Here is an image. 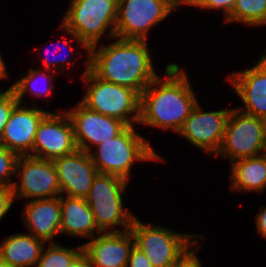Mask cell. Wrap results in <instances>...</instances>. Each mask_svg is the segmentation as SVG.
<instances>
[{
    "instance_id": "obj_5",
    "label": "cell",
    "mask_w": 266,
    "mask_h": 267,
    "mask_svg": "<svg viewBox=\"0 0 266 267\" xmlns=\"http://www.w3.org/2000/svg\"><path fill=\"white\" fill-rule=\"evenodd\" d=\"M95 147L89 154L98 173L116 175L126 181L134 162L163 160L147 139L135 131L134 125L126 126L116 137Z\"/></svg>"
},
{
    "instance_id": "obj_1",
    "label": "cell",
    "mask_w": 266,
    "mask_h": 267,
    "mask_svg": "<svg viewBox=\"0 0 266 267\" xmlns=\"http://www.w3.org/2000/svg\"><path fill=\"white\" fill-rule=\"evenodd\" d=\"M165 73L162 78L158 75L141 94L138 124L177 134L198 100L188 74L178 64L166 65Z\"/></svg>"
},
{
    "instance_id": "obj_6",
    "label": "cell",
    "mask_w": 266,
    "mask_h": 267,
    "mask_svg": "<svg viewBox=\"0 0 266 267\" xmlns=\"http://www.w3.org/2000/svg\"><path fill=\"white\" fill-rule=\"evenodd\" d=\"M85 68L81 77L88 86L80 102L93 111L120 120L126 126L139 123L141 96L130 88L97 77L89 69V54Z\"/></svg>"
},
{
    "instance_id": "obj_25",
    "label": "cell",
    "mask_w": 266,
    "mask_h": 267,
    "mask_svg": "<svg viewBox=\"0 0 266 267\" xmlns=\"http://www.w3.org/2000/svg\"><path fill=\"white\" fill-rule=\"evenodd\" d=\"M19 155L0 144V185L12 187Z\"/></svg>"
},
{
    "instance_id": "obj_13",
    "label": "cell",
    "mask_w": 266,
    "mask_h": 267,
    "mask_svg": "<svg viewBox=\"0 0 266 267\" xmlns=\"http://www.w3.org/2000/svg\"><path fill=\"white\" fill-rule=\"evenodd\" d=\"M66 113L71 120L78 149L88 153L91 147L116 137L126 127L120 120L93 111L81 102Z\"/></svg>"
},
{
    "instance_id": "obj_2",
    "label": "cell",
    "mask_w": 266,
    "mask_h": 267,
    "mask_svg": "<svg viewBox=\"0 0 266 267\" xmlns=\"http://www.w3.org/2000/svg\"><path fill=\"white\" fill-rule=\"evenodd\" d=\"M147 41L117 38L108 45H95L89 49V69L100 79L130 88L141 96L158 76Z\"/></svg>"
},
{
    "instance_id": "obj_11",
    "label": "cell",
    "mask_w": 266,
    "mask_h": 267,
    "mask_svg": "<svg viewBox=\"0 0 266 267\" xmlns=\"http://www.w3.org/2000/svg\"><path fill=\"white\" fill-rule=\"evenodd\" d=\"M49 112L40 122L30 156L54 160L78 149L73 126L65 111Z\"/></svg>"
},
{
    "instance_id": "obj_32",
    "label": "cell",
    "mask_w": 266,
    "mask_h": 267,
    "mask_svg": "<svg viewBox=\"0 0 266 267\" xmlns=\"http://www.w3.org/2000/svg\"><path fill=\"white\" fill-rule=\"evenodd\" d=\"M256 229L257 233L260 234L261 237L266 239V207H260V211H258L256 217Z\"/></svg>"
},
{
    "instance_id": "obj_19",
    "label": "cell",
    "mask_w": 266,
    "mask_h": 267,
    "mask_svg": "<svg viewBox=\"0 0 266 267\" xmlns=\"http://www.w3.org/2000/svg\"><path fill=\"white\" fill-rule=\"evenodd\" d=\"M60 205L61 234L68 233V235L75 237L79 236L91 239L101 232L97 227L94 215L85 198L69 197L61 194Z\"/></svg>"
},
{
    "instance_id": "obj_31",
    "label": "cell",
    "mask_w": 266,
    "mask_h": 267,
    "mask_svg": "<svg viewBox=\"0 0 266 267\" xmlns=\"http://www.w3.org/2000/svg\"><path fill=\"white\" fill-rule=\"evenodd\" d=\"M201 244L189 253L176 267H202L199 258L196 256Z\"/></svg>"
},
{
    "instance_id": "obj_10",
    "label": "cell",
    "mask_w": 266,
    "mask_h": 267,
    "mask_svg": "<svg viewBox=\"0 0 266 267\" xmlns=\"http://www.w3.org/2000/svg\"><path fill=\"white\" fill-rule=\"evenodd\" d=\"M15 175L20 182L14 181L12 189L15 199H49L61 195L57 170L52 160L19 155Z\"/></svg>"
},
{
    "instance_id": "obj_15",
    "label": "cell",
    "mask_w": 266,
    "mask_h": 267,
    "mask_svg": "<svg viewBox=\"0 0 266 267\" xmlns=\"http://www.w3.org/2000/svg\"><path fill=\"white\" fill-rule=\"evenodd\" d=\"M61 194L86 198L98 171L90 154L81 149L53 160Z\"/></svg>"
},
{
    "instance_id": "obj_8",
    "label": "cell",
    "mask_w": 266,
    "mask_h": 267,
    "mask_svg": "<svg viewBox=\"0 0 266 267\" xmlns=\"http://www.w3.org/2000/svg\"><path fill=\"white\" fill-rule=\"evenodd\" d=\"M266 153V120L232 109L221 147L215 156L229 157L231 163Z\"/></svg>"
},
{
    "instance_id": "obj_26",
    "label": "cell",
    "mask_w": 266,
    "mask_h": 267,
    "mask_svg": "<svg viewBox=\"0 0 266 267\" xmlns=\"http://www.w3.org/2000/svg\"><path fill=\"white\" fill-rule=\"evenodd\" d=\"M12 88L13 86H10L0 95V138L4 130V126L9 120L11 112L19 103Z\"/></svg>"
},
{
    "instance_id": "obj_36",
    "label": "cell",
    "mask_w": 266,
    "mask_h": 267,
    "mask_svg": "<svg viewBox=\"0 0 266 267\" xmlns=\"http://www.w3.org/2000/svg\"><path fill=\"white\" fill-rule=\"evenodd\" d=\"M257 63L266 70V50L265 53L261 55V58H259Z\"/></svg>"
},
{
    "instance_id": "obj_21",
    "label": "cell",
    "mask_w": 266,
    "mask_h": 267,
    "mask_svg": "<svg viewBox=\"0 0 266 267\" xmlns=\"http://www.w3.org/2000/svg\"><path fill=\"white\" fill-rule=\"evenodd\" d=\"M231 185L234 192H264L266 189V153L233 161Z\"/></svg>"
},
{
    "instance_id": "obj_37",
    "label": "cell",
    "mask_w": 266,
    "mask_h": 267,
    "mask_svg": "<svg viewBox=\"0 0 266 267\" xmlns=\"http://www.w3.org/2000/svg\"><path fill=\"white\" fill-rule=\"evenodd\" d=\"M0 267H10L4 261L0 259Z\"/></svg>"
},
{
    "instance_id": "obj_23",
    "label": "cell",
    "mask_w": 266,
    "mask_h": 267,
    "mask_svg": "<svg viewBox=\"0 0 266 267\" xmlns=\"http://www.w3.org/2000/svg\"><path fill=\"white\" fill-rule=\"evenodd\" d=\"M224 22H240L254 27L266 25V0H236Z\"/></svg>"
},
{
    "instance_id": "obj_20",
    "label": "cell",
    "mask_w": 266,
    "mask_h": 267,
    "mask_svg": "<svg viewBox=\"0 0 266 267\" xmlns=\"http://www.w3.org/2000/svg\"><path fill=\"white\" fill-rule=\"evenodd\" d=\"M46 243L30 233L6 237L0 244V259L10 267H36Z\"/></svg>"
},
{
    "instance_id": "obj_22",
    "label": "cell",
    "mask_w": 266,
    "mask_h": 267,
    "mask_svg": "<svg viewBox=\"0 0 266 267\" xmlns=\"http://www.w3.org/2000/svg\"><path fill=\"white\" fill-rule=\"evenodd\" d=\"M52 72H54V70L50 71L49 74V70L46 69L45 72L44 71L42 72L40 68L39 69L30 68L29 72H27L28 73L27 75H25L24 77L20 75V79L17 80L12 85L13 86L12 90L15 93L16 99L19 101V103L20 104L24 103V105L26 104L23 101L25 93H30L29 95L34 97L48 96L54 88L53 75L51 74ZM40 78L44 80V82L48 83L45 84V88H43L44 84L43 85L39 84L40 86L38 85L35 86L36 83L38 82L37 80H41Z\"/></svg>"
},
{
    "instance_id": "obj_24",
    "label": "cell",
    "mask_w": 266,
    "mask_h": 267,
    "mask_svg": "<svg viewBox=\"0 0 266 267\" xmlns=\"http://www.w3.org/2000/svg\"><path fill=\"white\" fill-rule=\"evenodd\" d=\"M44 250L43 248L36 267H69L72 261L82 252V245L75 250L62 247L57 243H49V247L45 252Z\"/></svg>"
},
{
    "instance_id": "obj_18",
    "label": "cell",
    "mask_w": 266,
    "mask_h": 267,
    "mask_svg": "<svg viewBox=\"0 0 266 267\" xmlns=\"http://www.w3.org/2000/svg\"><path fill=\"white\" fill-rule=\"evenodd\" d=\"M22 220L35 238L45 243H55L54 236L60 234V196L25 202Z\"/></svg>"
},
{
    "instance_id": "obj_4",
    "label": "cell",
    "mask_w": 266,
    "mask_h": 267,
    "mask_svg": "<svg viewBox=\"0 0 266 267\" xmlns=\"http://www.w3.org/2000/svg\"><path fill=\"white\" fill-rule=\"evenodd\" d=\"M129 230L135 247L146 255L153 267H176L200 244L199 238L205 239L204 235L181 234L161 225L145 224L136 216Z\"/></svg>"
},
{
    "instance_id": "obj_30",
    "label": "cell",
    "mask_w": 266,
    "mask_h": 267,
    "mask_svg": "<svg viewBox=\"0 0 266 267\" xmlns=\"http://www.w3.org/2000/svg\"><path fill=\"white\" fill-rule=\"evenodd\" d=\"M61 42L64 43L63 46H65V47L72 46V45H68L69 42L66 41V40H64V41L62 40ZM43 63L45 64L46 70H49V71H52L54 68L55 69L58 68V69H61V70L62 69L66 70V67L64 68V66H63L65 63H66L65 65H68L69 67L74 65V63L72 61H69V59H67V57L53 58V60H50V59L46 58L43 61Z\"/></svg>"
},
{
    "instance_id": "obj_17",
    "label": "cell",
    "mask_w": 266,
    "mask_h": 267,
    "mask_svg": "<svg viewBox=\"0 0 266 267\" xmlns=\"http://www.w3.org/2000/svg\"><path fill=\"white\" fill-rule=\"evenodd\" d=\"M227 80L246 107L237 109L266 120V70L256 63L252 68L233 72Z\"/></svg>"
},
{
    "instance_id": "obj_9",
    "label": "cell",
    "mask_w": 266,
    "mask_h": 267,
    "mask_svg": "<svg viewBox=\"0 0 266 267\" xmlns=\"http://www.w3.org/2000/svg\"><path fill=\"white\" fill-rule=\"evenodd\" d=\"M173 10L172 0H118L115 38L147 40L149 29Z\"/></svg>"
},
{
    "instance_id": "obj_3",
    "label": "cell",
    "mask_w": 266,
    "mask_h": 267,
    "mask_svg": "<svg viewBox=\"0 0 266 267\" xmlns=\"http://www.w3.org/2000/svg\"><path fill=\"white\" fill-rule=\"evenodd\" d=\"M59 27L76 39L89 53V49L100 44L108 31L109 39H115L118 0H71Z\"/></svg>"
},
{
    "instance_id": "obj_16",
    "label": "cell",
    "mask_w": 266,
    "mask_h": 267,
    "mask_svg": "<svg viewBox=\"0 0 266 267\" xmlns=\"http://www.w3.org/2000/svg\"><path fill=\"white\" fill-rule=\"evenodd\" d=\"M135 246L130 230L100 232L91 241L82 244L90 267H126Z\"/></svg>"
},
{
    "instance_id": "obj_29",
    "label": "cell",
    "mask_w": 266,
    "mask_h": 267,
    "mask_svg": "<svg viewBox=\"0 0 266 267\" xmlns=\"http://www.w3.org/2000/svg\"><path fill=\"white\" fill-rule=\"evenodd\" d=\"M126 267H153L146 255L137 247L131 250L130 258Z\"/></svg>"
},
{
    "instance_id": "obj_27",
    "label": "cell",
    "mask_w": 266,
    "mask_h": 267,
    "mask_svg": "<svg viewBox=\"0 0 266 267\" xmlns=\"http://www.w3.org/2000/svg\"><path fill=\"white\" fill-rule=\"evenodd\" d=\"M235 2L236 0H203L197 7L208 10H222L226 19L231 14Z\"/></svg>"
},
{
    "instance_id": "obj_28",
    "label": "cell",
    "mask_w": 266,
    "mask_h": 267,
    "mask_svg": "<svg viewBox=\"0 0 266 267\" xmlns=\"http://www.w3.org/2000/svg\"><path fill=\"white\" fill-rule=\"evenodd\" d=\"M15 201L12 187L0 185V220L10 210Z\"/></svg>"
},
{
    "instance_id": "obj_7",
    "label": "cell",
    "mask_w": 266,
    "mask_h": 267,
    "mask_svg": "<svg viewBox=\"0 0 266 267\" xmlns=\"http://www.w3.org/2000/svg\"><path fill=\"white\" fill-rule=\"evenodd\" d=\"M127 182L119 176L109 174L98 173L94 178L85 199L101 232L106 230L120 232L130 229L135 216L123 207L122 197ZM118 225H121L123 229H114L113 226L117 227Z\"/></svg>"
},
{
    "instance_id": "obj_34",
    "label": "cell",
    "mask_w": 266,
    "mask_h": 267,
    "mask_svg": "<svg viewBox=\"0 0 266 267\" xmlns=\"http://www.w3.org/2000/svg\"><path fill=\"white\" fill-rule=\"evenodd\" d=\"M202 1L203 0H172L175 9L182 4L197 7Z\"/></svg>"
},
{
    "instance_id": "obj_12",
    "label": "cell",
    "mask_w": 266,
    "mask_h": 267,
    "mask_svg": "<svg viewBox=\"0 0 266 267\" xmlns=\"http://www.w3.org/2000/svg\"><path fill=\"white\" fill-rule=\"evenodd\" d=\"M230 112L231 109L205 112L198 102L177 134L196 148L216 155L223 141Z\"/></svg>"
},
{
    "instance_id": "obj_33",
    "label": "cell",
    "mask_w": 266,
    "mask_h": 267,
    "mask_svg": "<svg viewBox=\"0 0 266 267\" xmlns=\"http://www.w3.org/2000/svg\"><path fill=\"white\" fill-rule=\"evenodd\" d=\"M69 267H90L87 256L81 252L70 264Z\"/></svg>"
},
{
    "instance_id": "obj_35",
    "label": "cell",
    "mask_w": 266,
    "mask_h": 267,
    "mask_svg": "<svg viewBox=\"0 0 266 267\" xmlns=\"http://www.w3.org/2000/svg\"><path fill=\"white\" fill-rule=\"evenodd\" d=\"M4 78H8V72L4 59L0 55V80Z\"/></svg>"
},
{
    "instance_id": "obj_14",
    "label": "cell",
    "mask_w": 266,
    "mask_h": 267,
    "mask_svg": "<svg viewBox=\"0 0 266 267\" xmlns=\"http://www.w3.org/2000/svg\"><path fill=\"white\" fill-rule=\"evenodd\" d=\"M32 108L18 103L4 126L0 144L18 155H29L33 149L41 120L49 113L33 102ZM36 106V107H35Z\"/></svg>"
}]
</instances>
